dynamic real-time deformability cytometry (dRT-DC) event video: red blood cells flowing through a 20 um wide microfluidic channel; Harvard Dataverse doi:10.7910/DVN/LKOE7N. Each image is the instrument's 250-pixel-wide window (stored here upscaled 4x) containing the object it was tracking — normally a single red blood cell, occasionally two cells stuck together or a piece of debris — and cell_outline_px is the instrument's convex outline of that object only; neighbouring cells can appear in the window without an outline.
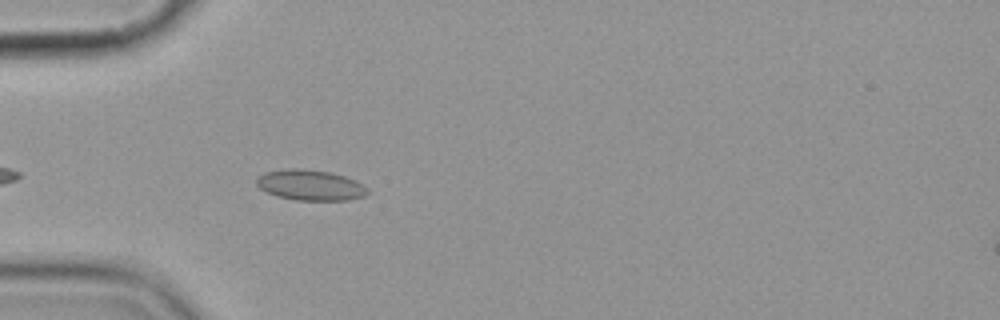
{"species": "common noctule bat (a hibernating species)", "species_latin": "Nyctalus noctula", "temperature_condition": "cold", "stored_images_in_passage": 4, "camera_frame_rate_fps": 3000, "um_per_image_px": 0.085, "animal": {"sex": "female", "body_mass_g": 19.9}, "frame": {"image": 1, "passage_image": 4, "time_ms": 3.667, "image_size_px": [1000, 320], "cell_outline_px": [[368, 192], [364, 196], [348, 200], [296, 200], [276, 196], [260, 188], [256, 184], [256, 176], [264, 172], [288, 168], [300, 168], [328, 172], [344, 176], [356, 180]], "centroid_in_image_um": [26.31, 15.73], "position_along_channel_um": 58.7, "area_um2": 19.65}}